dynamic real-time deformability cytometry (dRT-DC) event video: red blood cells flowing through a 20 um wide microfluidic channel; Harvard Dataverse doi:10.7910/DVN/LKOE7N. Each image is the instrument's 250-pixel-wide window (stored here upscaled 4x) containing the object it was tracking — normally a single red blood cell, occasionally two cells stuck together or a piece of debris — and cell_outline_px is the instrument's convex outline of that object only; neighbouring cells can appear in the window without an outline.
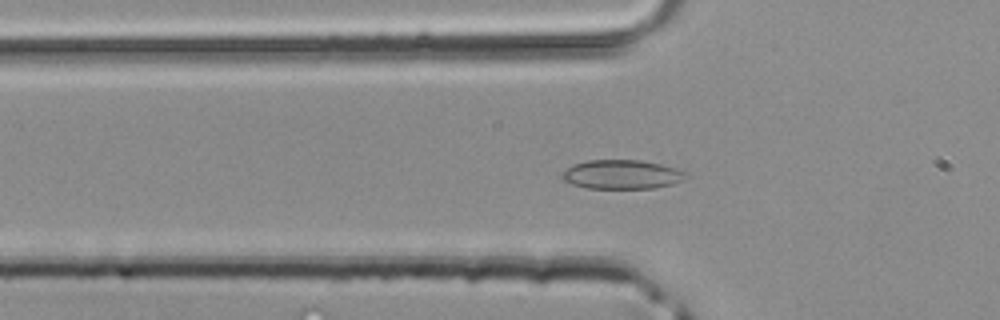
{"species": "common noctule bat (a hibernating species)", "species_latin": "Nyctalus noctula", "temperature_condition": "room temperature", "stored_images_in_passage": 32, "camera_frame_rate_fps": 3000, "um_per_image_px": 0.085, "animal": {"sex": "male", "body_mass_g": 20.4}, "frame": {"image": 1, "passage_image": 4, "time_ms": 1.0, "image_size_px": [1000, 320], "cell_outline_px": [[692, 176], [672, 184], [656, 188], [588, 188], [572, 184], [564, 180], [560, 176], [560, 172], [572, 164], [588, 160], [640, 160], [660, 164], [676, 168], [688, 172]], "centroid_in_image_um": [52.87, 14.82], "position_along_channel_um": 72.9, "area_um2": 21.27}}
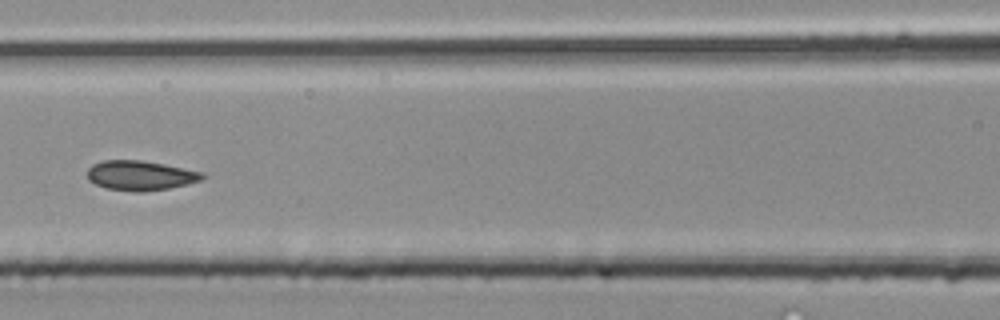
{"frame": {"image": 2, "passage_image": 9, "time_ms": 2.667, "image_size_px": [1000, 320], "cell_outline_px": [[204, 176], [200, 180], [188, 184], [168, 188], [144, 192], [136, 192], [108, 188], [96, 184], [88, 180], [88, 168], [92, 164], [104, 160], [140, 160], [164, 164], [204, 172]], "centroid_in_image_um": [11.93, 14.91], "position_along_channel_um": 154.7, "area_um2": 19.83}}
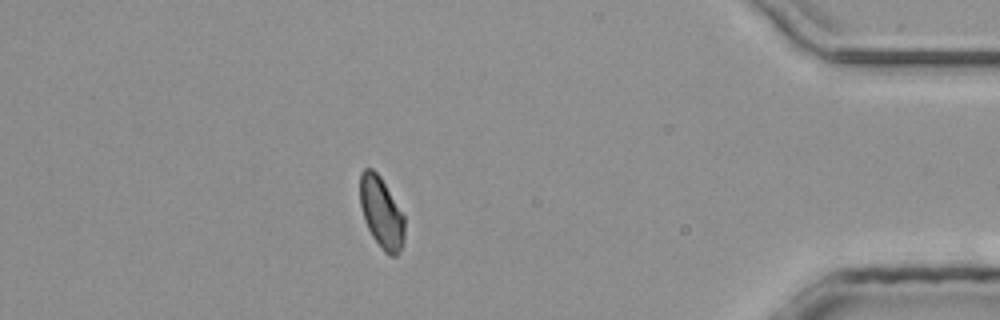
{"frame": {"image": 3, "passage_image": 27, "time_ms": 8.667, "image_size_px": [1000, 320], "cell_outline_px": [[404, 244], [400, 252], [396, 256], [388, 256], [384, 252], [372, 236], [364, 220], [360, 204], [360, 172], [364, 168], [372, 168], [380, 176], [404, 216]], "centroid_in_image_um": [32.42, 18.1], "position_along_channel_um": 402.8, "area_um2": 18.55}}